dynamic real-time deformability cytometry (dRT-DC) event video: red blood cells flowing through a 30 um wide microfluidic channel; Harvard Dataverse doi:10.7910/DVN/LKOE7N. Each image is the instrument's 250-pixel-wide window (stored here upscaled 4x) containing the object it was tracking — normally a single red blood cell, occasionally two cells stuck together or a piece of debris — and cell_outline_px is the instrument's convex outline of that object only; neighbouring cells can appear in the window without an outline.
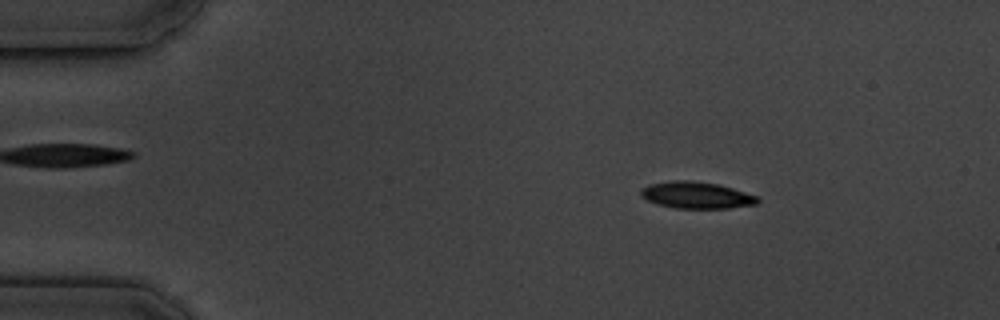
{"species": "common noctule bat (a hibernating species)", "species_latin": "Nyctalus noctula", "temperature_condition": "cold", "stored_images_in_passage": 8, "camera_frame_rate_fps": 3000, "um_per_image_px": 0.085, "animal": {"sex": "male", "body_mass_g": 19.5, "forearm_length_mm": 54.6}, "frame": {"image": 1, "passage_image": 2, "time_ms": 1.333, "image_size_px": [1000, 320], "cell_outline_px": [[760, 200], [756, 204], [728, 208], [676, 208], [656, 204], [640, 196], [640, 188], [648, 184], [672, 180], [692, 180], [720, 184], [760, 196]], "centroid_in_image_um": [59.2, 16.57], "position_along_channel_um": 25.8, "area_um2": 18.5}}
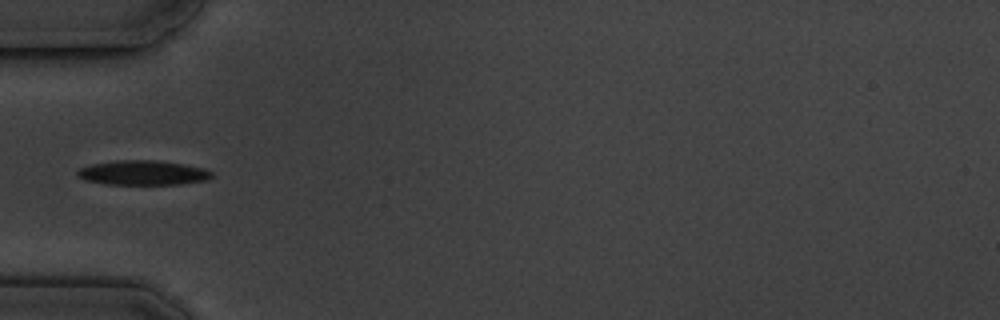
{"frame": {"image": 2, "passage_image": 5, "time_ms": 4.667, "image_size_px": [1000, 320], "cell_outline_px": [[212, 176], [204, 180], [180, 184], [104, 184], [84, 180], [76, 176], [76, 172], [80, 168], [92, 164], [116, 160], [156, 160], [184, 164], [204, 168], [212, 172]], "centroid_in_image_um": [12.1, 14.68], "position_along_channel_um": 72.9, "area_um2": 19.25}}